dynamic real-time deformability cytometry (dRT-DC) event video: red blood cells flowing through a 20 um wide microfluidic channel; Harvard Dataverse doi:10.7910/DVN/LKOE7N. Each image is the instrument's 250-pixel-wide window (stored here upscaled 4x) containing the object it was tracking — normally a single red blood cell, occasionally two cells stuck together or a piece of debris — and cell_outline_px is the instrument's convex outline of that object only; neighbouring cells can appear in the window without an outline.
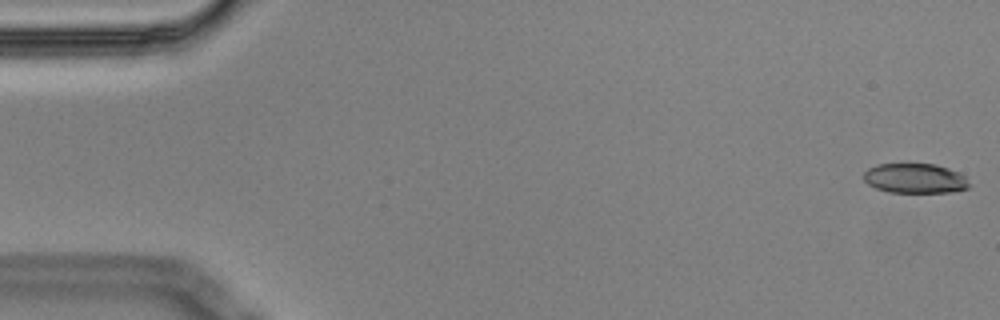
{"species": "Egyptian fruit bat (a non-hibernating species)", "species_latin": "Rousettus aegyptiacus", "temperature_condition": "cold", "stored_images_in_passage": 5, "camera_frame_rate_fps": 3000, "um_per_image_px": 0.085, "animal": {"sex": "male"}, "frame": {"image": 1, "passage_image": 1, "time_ms": 0.0, "image_size_px": [1000, 320], "cell_outline_px": [[972, 184], [968, 188], [952, 192], [888, 192], [876, 188], [868, 184], [864, 180], [864, 172], [868, 168], [876, 164], [936, 164], [960, 172]], "centroid_in_image_um": [77.8, 15.16], "position_along_channel_um": 7.2, "area_um2": 18.44}}
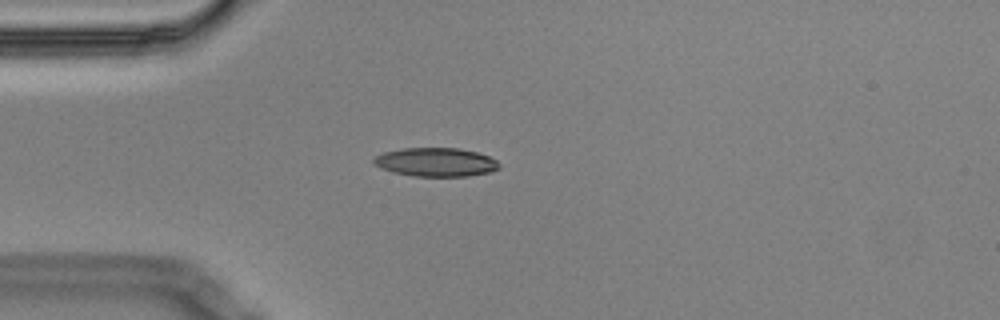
{"frame": {"image": 2, "passage_image": 5, "time_ms": 1.333, "image_size_px": [1000, 320], "cell_outline_px": [[500, 168], [488, 172], [468, 176], [412, 176], [392, 172], [372, 164], [372, 160], [376, 156], [384, 152], [404, 148], [460, 148], [476, 152], [488, 156], [496, 160], [500, 164]], "centroid_in_image_um": [37.03, 13.78], "position_along_channel_um": 48.0, "area_um2": 20.98}}